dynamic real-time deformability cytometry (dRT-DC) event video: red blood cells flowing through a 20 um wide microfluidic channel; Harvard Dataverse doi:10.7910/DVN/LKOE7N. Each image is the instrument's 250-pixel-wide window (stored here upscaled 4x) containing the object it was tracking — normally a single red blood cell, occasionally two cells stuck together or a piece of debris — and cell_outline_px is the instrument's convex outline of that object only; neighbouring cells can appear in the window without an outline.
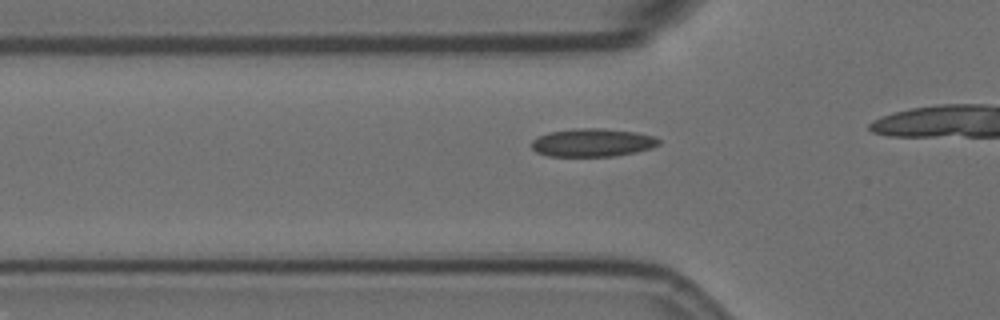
{"species": "Egyptian fruit bat (a non-hibernating species)", "species_latin": "Rousettus aegyptiacus", "temperature_condition": "room temperature", "stored_images_in_passage": 18, "camera_frame_rate_fps": 3000, "um_per_image_px": 0.085, "animal": {"sex": "female"}, "frame": {"image": 1, "passage_image": 13, "time_ms": 4.0, "image_size_px": [1000, 320], "cell_outline_px": [[660, 144], [652, 148], [636, 152], [616, 156], [548, 156], [536, 152], [532, 148], [532, 140], [548, 132], [580, 128], [600, 128], [636, 132], [656, 136], [660, 140]], "centroid_in_image_um": [50.4, 12.12], "position_along_channel_um": 75.4, "area_um2": 20.92}}
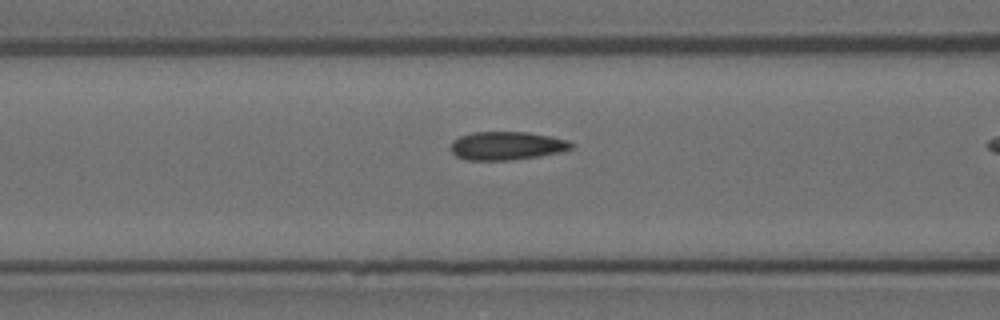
{"frame": {"image": 2, "passage_image": 17, "time_ms": 5.333, "image_size_px": [1000, 320], "cell_outline_px": [[572, 148], [560, 152], [540, 156], [512, 160], [468, 160], [456, 156], [448, 148], [452, 140], [460, 136], [472, 132], [528, 132], [552, 136], [568, 140], [572, 144]], "centroid_in_image_um": [43.04, 12.39], "position_along_channel_um": 123.6, "area_um2": 20.11}}